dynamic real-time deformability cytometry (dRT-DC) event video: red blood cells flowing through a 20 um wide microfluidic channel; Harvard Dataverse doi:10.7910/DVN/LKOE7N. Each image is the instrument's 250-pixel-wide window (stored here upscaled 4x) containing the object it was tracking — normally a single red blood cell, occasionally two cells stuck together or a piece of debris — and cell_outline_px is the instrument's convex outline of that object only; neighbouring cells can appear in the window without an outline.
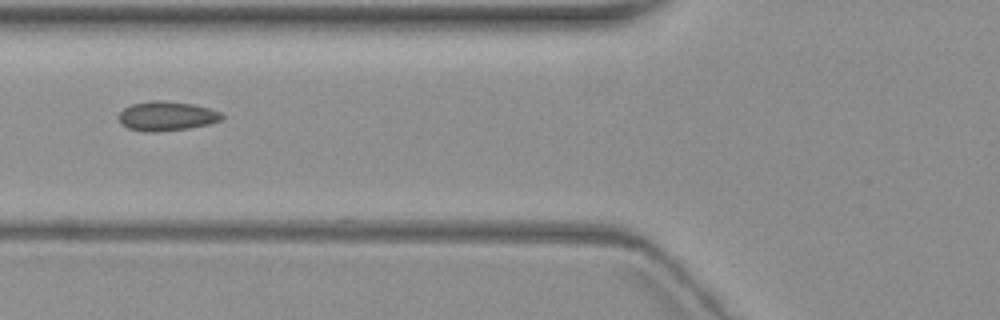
{"species": "common noctule bat (a hibernating species)", "species_latin": "Nyctalus noctula", "temperature_condition": "warm", "stored_images_in_passage": 9, "camera_frame_rate_fps": 3000, "um_per_image_px": 0.085, "animal": {"sex": "female", "body_mass_g": 19.3, "forearm_length_mm": 54.1}, "frame": {"image": 1, "passage_image": 5, "time_ms": 6.0, "image_size_px": [1000, 320], "cell_outline_px": [[224, 116], [220, 120], [208, 124], [188, 128], [160, 132], [148, 132], [128, 128], [120, 124], [120, 112], [124, 108], [132, 104], [152, 100], [160, 100], [192, 104], [208, 108], [220, 112]], "centroid_in_image_um": [14.15, 9.87], "position_along_channel_um": 111.7, "area_um2": 17.51}}
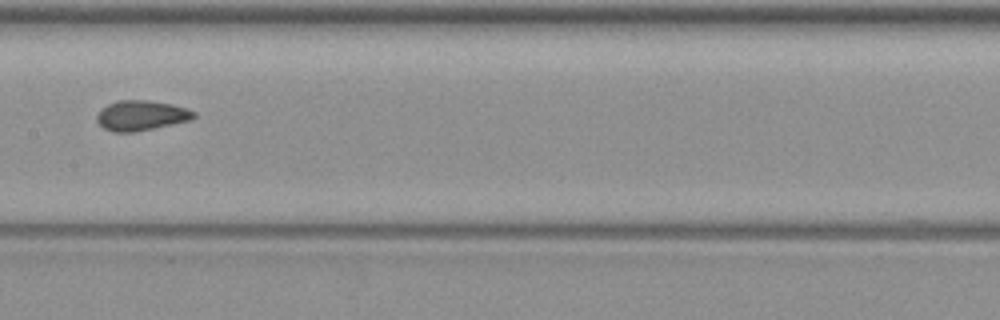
{"frame": {"image": 2, "passage_image": 7, "time_ms": 8.333, "image_size_px": [1000, 320], "cell_outline_px": [[196, 116], [192, 120], [136, 132], [112, 132], [104, 128], [96, 120], [96, 116], [100, 108], [108, 104], [120, 100], [148, 100], [172, 104], [196, 112]], "centroid_in_image_um": [11.99, 9.82], "position_along_channel_um": 195.4, "area_um2": 17.11}}
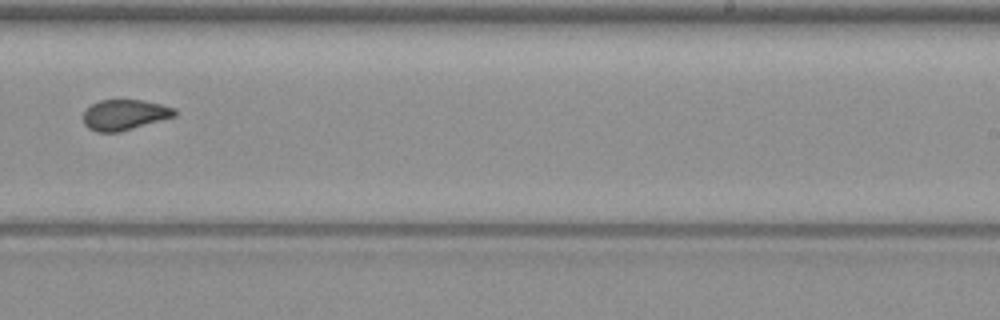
{"frame": {"image": 3, "passage_image": 9, "time_ms": 10.667, "image_size_px": [1000, 320], "cell_outline_px": [[176, 116], [132, 128], [116, 132], [96, 132], [88, 128], [84, 124], [84, 112], [92, 104], [100, 100], [144, 100], [176, 108]], "centroid_in_image_um": [10.59, 9.75], "position_along_channel_um": 278.4, "area_um2": 16.07}}